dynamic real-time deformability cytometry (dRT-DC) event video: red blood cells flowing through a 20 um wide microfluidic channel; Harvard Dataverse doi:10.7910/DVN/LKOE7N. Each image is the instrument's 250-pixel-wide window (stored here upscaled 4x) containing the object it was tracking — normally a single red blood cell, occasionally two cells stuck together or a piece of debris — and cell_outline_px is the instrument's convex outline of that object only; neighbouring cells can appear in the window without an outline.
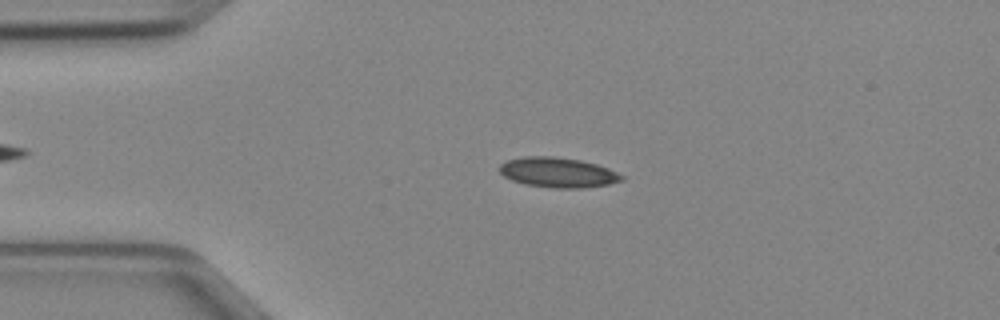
{"species": "Egyptian fruit bat (a non-hibernating species)", "species_latin": "Rousettus aegyptiacus", "temperature_condition": "cold", "stored_images_in_passage": 35, "camera_frame_rate_fps": 3000, "um_per_image_px": 0.085, "animal": {"sex": "female"}, "frame": {"image": 1, "passage_image": 10, "time_ms": 3.0, "image_size_px": [1000, 320], "cell_outline_px": [[624, 180], [608, 184], [580, 188], [556, 188], [524, 184], [512, 180], [504, 176], [496, 168], [504, 160], [520, 156], [552, 156], [580, 160], [596, 164], [608, 168], [624, 176]], "centroid_in_image_um": [47.36, 14.64], "position_along_channel_um": 37.6, "area_um2": 21.5}}
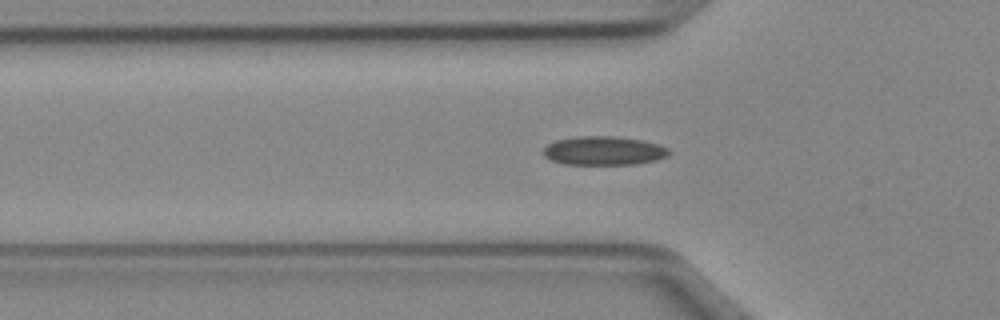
{"frame": {"image": 2, "passage_image": 15, "time_ms": 4.667, "image_size_px": [1000, 320], "cell_outline_px": [[672, 152], [668, 156], [656, 160], [636, 164], [564, 164], [552, 160], [544, 156], [544, 148], [548, 144], [556, 140], [580, 136], [616, 136], [644, 140], [668, 148]], "centroid_in_image_um": [51.35, 12.81], "position_along_channel_um": 74.4, "area_um2": 21.1}}
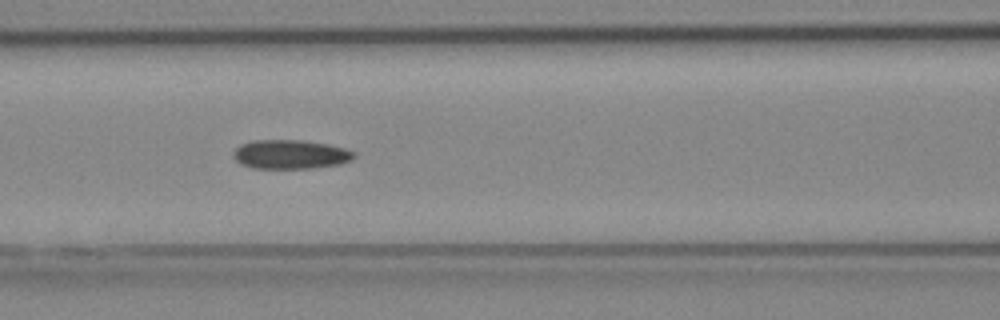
{"frame": {"image": 3, "passage_image": 20, "time_ms": 6.333, "image_size_px": [1000, 320], "cell_outline_px": [[356, 156], [352, 160], [340, 164], [312, 168], [252, 168], [240, 164], [232, 156], [232, 152], [240, 144], [252, 140], [304, 140], [328, 144], [344, 148], [356, 152]], "centroid_in_image_um": [24.68, 13.12], "position_along_channel_um": 141.9, "area_um2": 20.69}}